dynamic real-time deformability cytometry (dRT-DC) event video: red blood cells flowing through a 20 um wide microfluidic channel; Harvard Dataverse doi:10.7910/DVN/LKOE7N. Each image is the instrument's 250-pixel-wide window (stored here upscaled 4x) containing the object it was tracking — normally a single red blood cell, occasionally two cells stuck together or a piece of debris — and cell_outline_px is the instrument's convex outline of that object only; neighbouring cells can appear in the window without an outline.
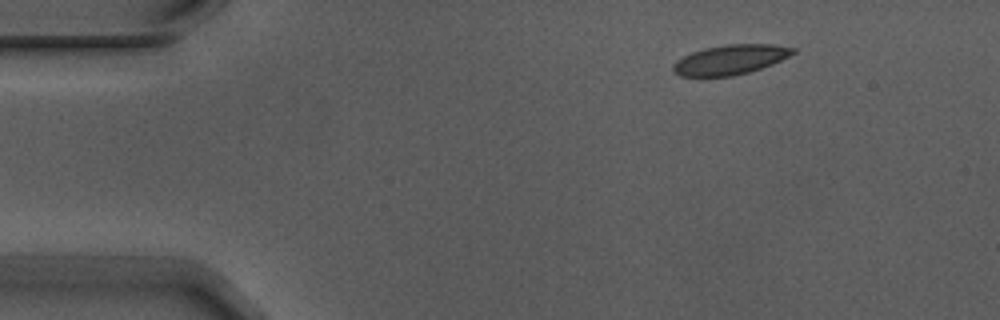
{"species": "Egyptian fruit bat (a non-hibernating species)", "species_latin": "Rousettus aegyptiacus", "temperature_condition": "warm", "stored_images_in_passage": 6, "camera_frame_rate_fps": 3000, "um_per_image_px": 0.085, "animal": {"sex": "male"}, "frame": {"image": 1, "passage_image": 1, "time_ms": 0.0, "image_size_px": [1000, 320], "cell_outline_px": [[796, 52], [772, 64], [748, 72], [732, 76], [680, 76], [672, 72], [672, 64], [676, 60], [692, 52], [704, 48], [728, 44], [772, 44], [796, 48]], "centroid_in_image_um": [62.04, 5.07], "position_along_channel_um": 23.0, "area_um2": 20.69}}
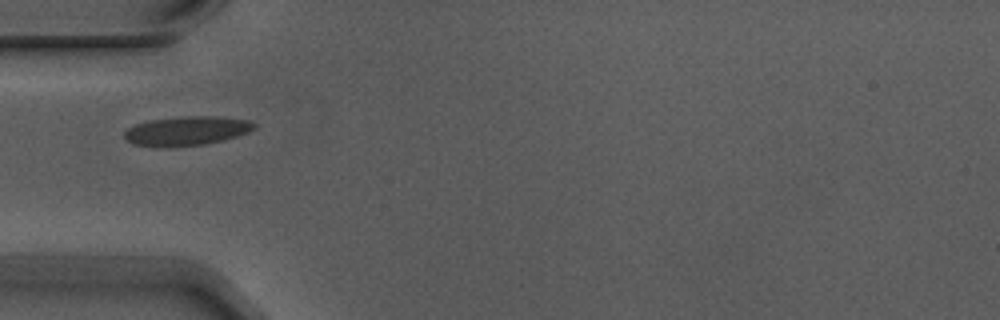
{"frame": {"image": 2, "passage_image": 4, "time_ms": 1.0, "image_size_px": [1000, 320], "cell_outline_px": [[256, 128], [248, 132], [236, 136], [204, 144], [132, 144], [124, 136], [124, 132], [128, 128], [136, 124], [152, 120], [184, 116], [216, 116], [248, 120], [256, 124]], "centroid_in_image_um": [15.94, 11.07], "position_along_channel_um": 69.1, "area_um2": 20.92}}
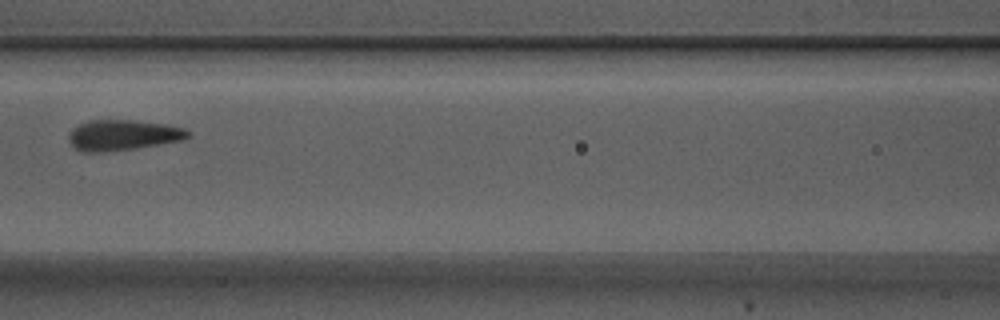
{"frame": {"image": 3, "passage_image": 6, "time_ms": 1.667, "image_size_px": [1000, 320], "cell_outline_px": [[192, 136], [180, 140], [160, 144], [132, 148], [96, 152], [80, 152], [68, 140], [68, 132], [72, 128], [88, 120], [132, 120], [168, 124], [184, 128], [192, 132]], "centroid_in_image_um": [10.44, 11.46], "position_along_channel_um": 156.2, "area_um2": 21.21}}